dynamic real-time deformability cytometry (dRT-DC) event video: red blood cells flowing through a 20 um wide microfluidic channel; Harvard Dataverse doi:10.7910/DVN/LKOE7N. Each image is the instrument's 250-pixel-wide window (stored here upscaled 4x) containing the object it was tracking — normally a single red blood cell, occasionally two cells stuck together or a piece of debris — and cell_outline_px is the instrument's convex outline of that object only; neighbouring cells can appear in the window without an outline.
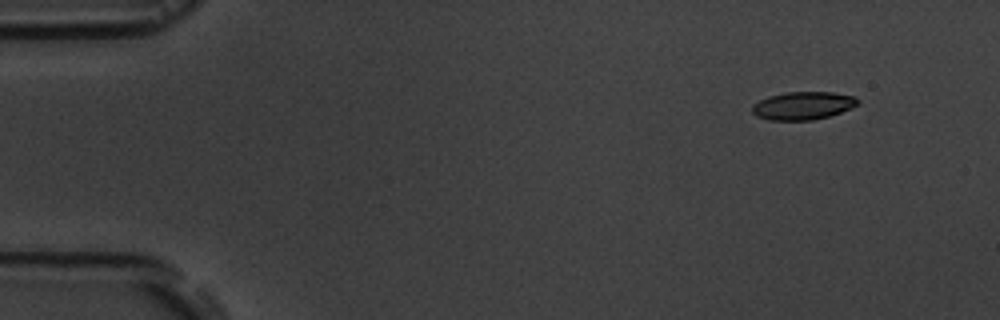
{"species": "common noctule bat (a hibernating species)", "species_latin": "Nyctalus noctula", "temperature_condition": "room temperature", "stored_images_in_passage": 5, "camera_frame_rate_fps": 3000, "um_per_image_px": 0.085, "animal": {"sex": "male", "body_mass_g": 19.5, "forearm_length_mm": 54.6}, "frame": {"image": 1, "passage_image": 1, "time_ms": 0.0, "image_size_px": [1000, 320], "cell_outline_px": [[860, 100], [856, 104], [840, 112], [828, 116], [812, 120], [768, 120], [756, 116], [752, 112], [752, 104], [768, 96], [784, 92], [832, 92], [856, 96]], "centroid_in_image_um": [68.21, 8.97], "position_along_channel_um": 16.8, "area_um2": 17.17}}
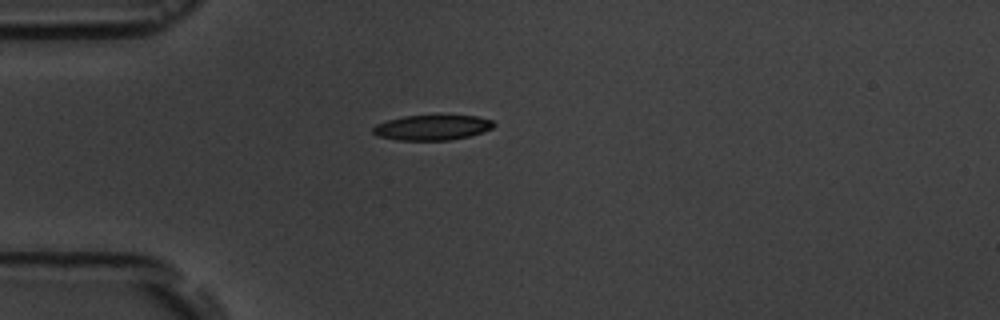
{"frame": {"image": 2, "passage_image": 3, "time_ms": 3.333, "image_size_px": [1000, 320], "cell_outline_px": [[496, 124], [492, 128], [468, 136], [448, 140], [396, 140], [376, 136], [372, 132], [372, 128], [376, 124], [388, 120], [404, 116], [476, 116], [492, 120]], "centroid_in_image_um": [36.69, 10.84], "position_along_channel_um": 48.3, "area_um2": 17.51}}
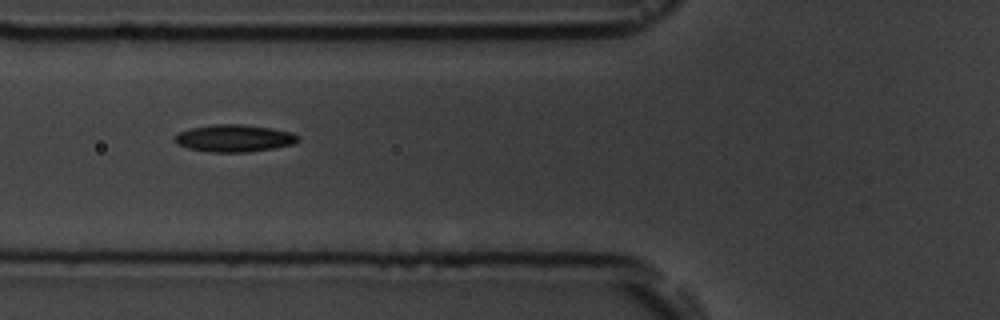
{"frame": {"image": 3, "passage_image": 5, "time_ms": 5.333, "image_size_px": [1000, 320], "cell_outline_px": [[300, 140], [292, 144], [272, 148], [248, 152], [208, 152], [188, 148], [176, 144], [172, 140], [180, 132], [188, 128], [212, 124], [240, 124], [272, 128], [292, 132], [300, 136]], "centroid_in_image_um": [19.89, 11.74], "position_along_channel_um": 105.9, "area_um2": 19.71}}